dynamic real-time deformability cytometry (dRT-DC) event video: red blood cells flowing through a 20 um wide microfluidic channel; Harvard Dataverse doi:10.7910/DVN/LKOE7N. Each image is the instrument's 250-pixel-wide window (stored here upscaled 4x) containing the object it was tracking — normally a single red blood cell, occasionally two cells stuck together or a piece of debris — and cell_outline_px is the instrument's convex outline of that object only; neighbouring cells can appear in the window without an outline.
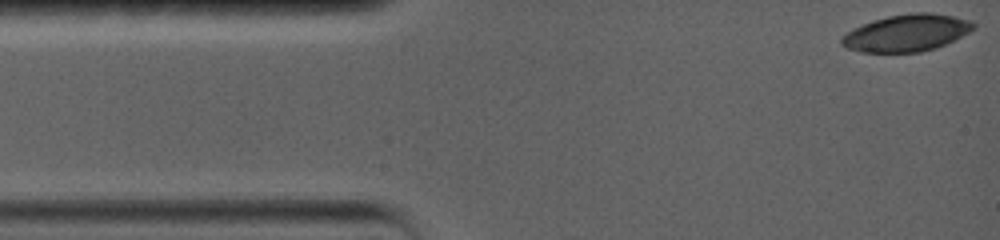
{"species": "common noctule bat (a hibernating species)", "species_latin": "Nyctalus noctula", "temperature_condition": "warm", "stored_images_in_passage": 33, "camera_frame_rate_fps": 5000, "um_per_image_px": 0.085, "animal": {"sex": "female", "body_mass_g": 19.0, "forearm_length_mm": 56.7}, "frame": {"image": 1, "passage_image": 1, "time_ms": 0.0, "image_size_px": [1000, 240], "cell_outline_px": [[976, 28], [936, 48], [920, 52], [860, 52], [848, 48], [840, 44], [840, 36], [852, 28], [872, 20], [888, 16], [912, 12], [928, 12], [952, 16], [972, 20], [976, 24]], "centroid_in_image_um": [77.03, 2.79], "position_along_channel_um": 8.0, "area_um2": 28.5}}
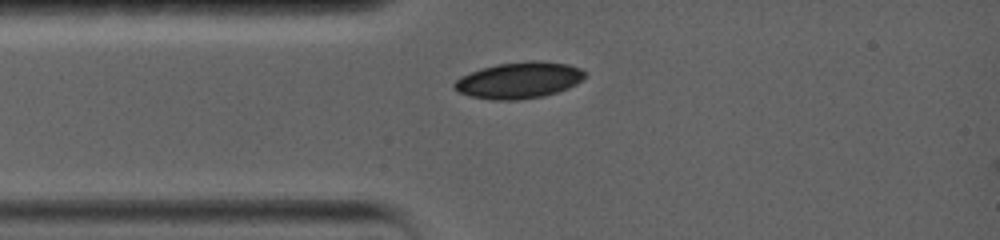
{"frame": {"image": 2, "passage_image": 19, "time_ms": 3.0, "image_size_px": [1000, 240], "cell_outline_px": [[588, 72], [576, 84], [568, 88], [544, 96], [516, 100], [492, 100], [472, 96], [460, 92], [452, 88], [452, 84], [460, 76], [480, 68], [496, 64], [568, 64], [580, 68]], "centroid_in_image_um": [44.05, 6.87], "position_along_channel_um": 41.0, "area_um2": 26.65}}
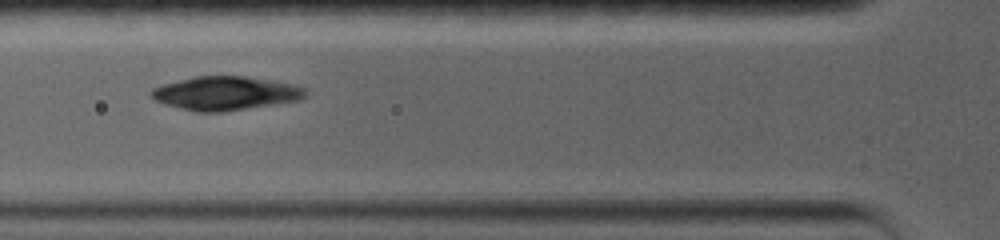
{"frame": {"image": 3, "passage_image": 29, "time_ms": 5.0, "image_size_px": [1000, 240], "cell_outline_px": [[308, 92], [300, 100], [224, 112], [196, 112], [164, 104], [148, 96], [148, 92], [152, 88], [164, 84], [196, 76], [244, 76], [272, 80], [296, 84], [304, 88]], "centroid_in_image_um": [19.16, 7.93], "position_along_channel_um": 106.6, "area_um2": 30.46}}